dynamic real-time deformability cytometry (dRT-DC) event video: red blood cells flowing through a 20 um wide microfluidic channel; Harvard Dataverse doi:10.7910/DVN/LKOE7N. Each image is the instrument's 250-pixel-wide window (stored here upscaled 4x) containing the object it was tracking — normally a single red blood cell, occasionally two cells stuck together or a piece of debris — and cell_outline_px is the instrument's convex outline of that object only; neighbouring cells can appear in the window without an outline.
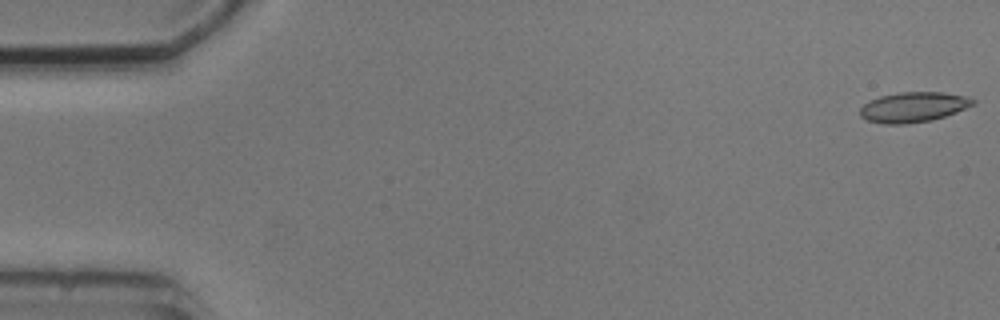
{"species": "common noctule bat (a hibernating species)", "species_latin": "Nyctalus noctula", "temperature_condition": "cold", "stored_images_in_passage": 5, "camera_frame_rate_fps": 3000, "um_per_image_px": 0.085, "animal": {"sex": "male", "body_mass_g": 20.5, "forearm_length_mm": 52.5}, "frame": {"image": 1, "passage_image": 1, "time_ms": 0.0, "image_size_px": [1000, 320], "cell_outline_px": [[976, 104], [956, 112], [932, 120], [908, 124], [884, 124], [868, 120], [860, 116], [860, 108], [868, 100], [880, 96], [900, 92], [944, 92], [964, 96], [976, 100]], "centroid_in_image_um": [77.63, 9.1], "position_along_channel_um": 7.4, "area_um2": 19.88}}
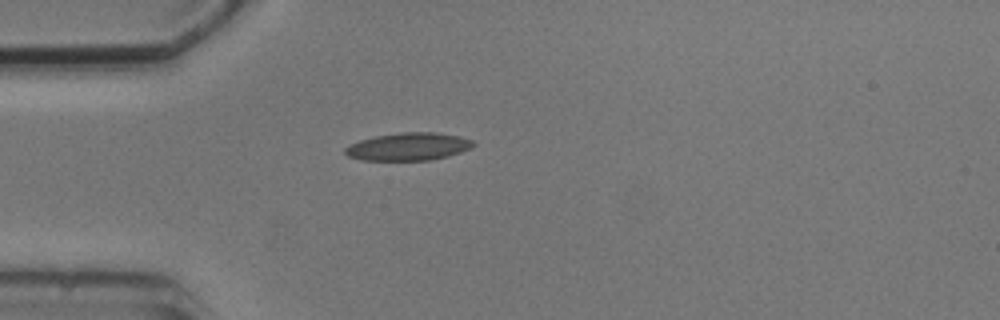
{"frame": {"image": 2, "passage_image": 4, "time_ms": 4.667, "image_size_px": [1000, 320], "cell_outline_px": [[476, 144], [460, 152], [448, 156], [432, 160], [360, 160], [348, 156], [344, 152], [344, 148], [348, 144], [360, 140], [376, 136], [400, 132], [436, 132], [460, 136], [472, 140]], "centroid_in_image_um": [34.69, 12.46], "position_along_channel_um": 50.3, "area_um2": 20.75}}